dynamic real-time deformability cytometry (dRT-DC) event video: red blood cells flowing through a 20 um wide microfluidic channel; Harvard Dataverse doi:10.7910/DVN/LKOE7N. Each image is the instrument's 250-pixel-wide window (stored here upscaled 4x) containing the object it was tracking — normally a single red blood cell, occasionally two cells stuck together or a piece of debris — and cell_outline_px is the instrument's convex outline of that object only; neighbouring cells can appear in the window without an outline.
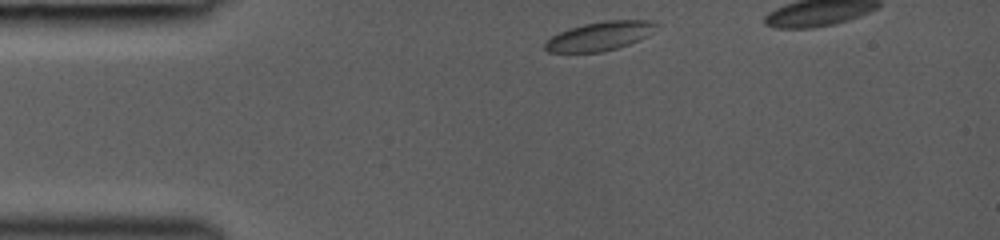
{"species": "common noctule bat (a hibernating species)", "species_latin": "Nyctalus noctula", "temperature_condition": "room temperature", "stored_images_in_passage": 9, "camera_frame_rate_fps": 3000, "um_per_image_px": 0.085, "animal": {"sex": "female", "body_mass_g": 19.0, "forearm_length_mm": 53.3}, "frame": {"image": 1, "passage_image": 1, "time_ms": 0.0, "image_size_px": [1000, 240], "cell_outline_px": [[656, 24], [652, 32], [648, 36], [628, 44], [616, 48], [600, 52], [548, 52], [544, 48], [544, 44], [552, 36], [560, 32], [584, 24], [604, 20], [652, 20]], "centroid_in_image_um": [50.98, 3.06], "position_along_channel_um": 34.0, "area_um2": 18.44}}
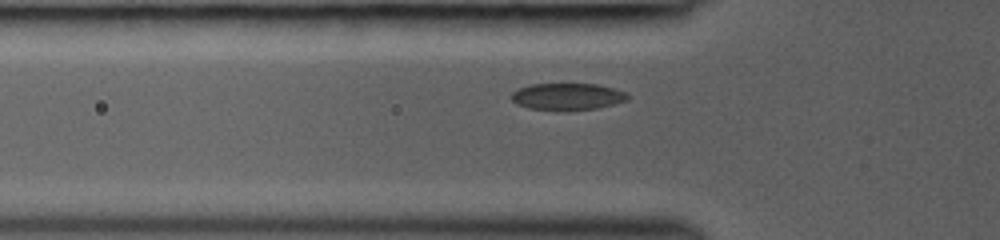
{"frame": {"image": 2, "passage_image": 6, "time_ms": 2.0, "image_size_px": [1000, 240], "cell_outline_px": [[628, 100], [596, 108], [564, 112], [556, 112], [528, 108], [516, 104], [512, 100], [512, 92], [528, 84], [596, 84], [628, 92]], "centroid_in_image_um": [48.2, 8.23], "position_along_channel_um": 77.6, "area_um2": 18.55}}
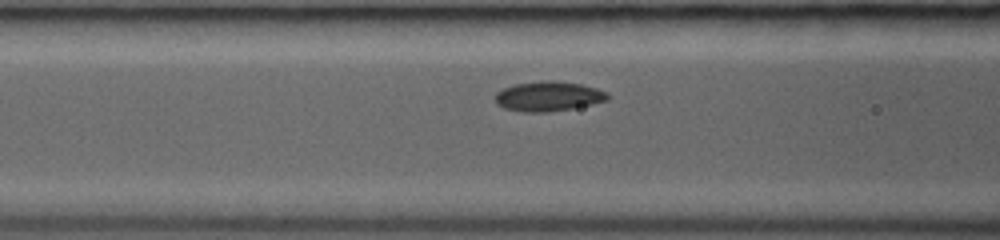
{"frame": {"image": 3, "passage_image": 8, "time_ms": 3.0, "image_size_px": [1000, 240], "cell_outline_px": [[608, 100], [592, 104], [572, 108], [548, 112], [520, 112], [504, 108], [496, 104], [496, 92], [504, 88], [516, 84], [544, 80], [552, 80], [580, 84], [596, 88], [608, 92]], "centroid_in_image_um": [46.6, 8.19], "position_along_channel_um": 120.0, "area_um2": 19.48}}